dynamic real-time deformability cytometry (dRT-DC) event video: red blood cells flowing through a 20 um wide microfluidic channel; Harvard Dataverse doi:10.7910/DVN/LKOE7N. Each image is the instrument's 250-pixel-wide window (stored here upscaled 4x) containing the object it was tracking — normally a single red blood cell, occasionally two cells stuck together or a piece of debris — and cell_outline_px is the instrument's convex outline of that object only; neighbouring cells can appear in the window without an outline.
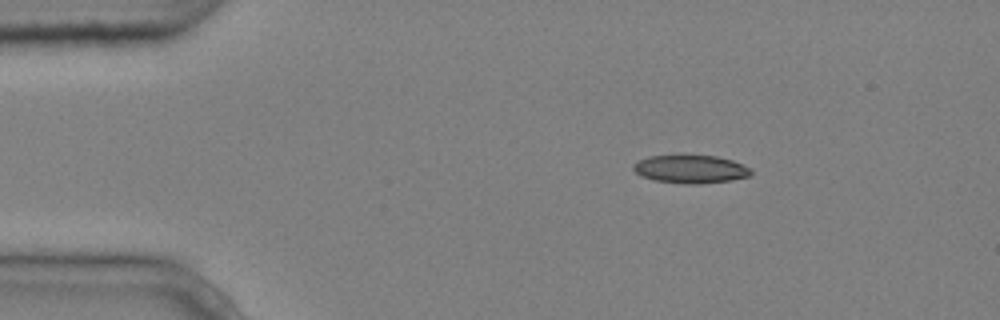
{"species": "common noctule bat (a hibernating species)", "species_latin": "Nyctalus noctula", "temperature_condition": "cold", "stored_images_in_passage": 3, "camera_frame_rate_fps": 3000, "um_per_image_px": 0.085, "animal": {"sex": "male", "body_mass_g": 20.4}, "frame": {"image": 1, "passage_image": 1, "time_ms": 0.0, "image_size_px": [1000, 320], "cell_outline_px": [[752, 176], [732, 180], [696, 184], [684, 184], [656, 180], [640, 176], [632, 168], [632, 164], [648, 156], [684, 152], [716, 156], [732, 160], [748, 168], [752, 172]], "centroid_in_image_um": [58.66, 14.33], "position_along_channel_um": 26.3, "area_um2": 20.06}}
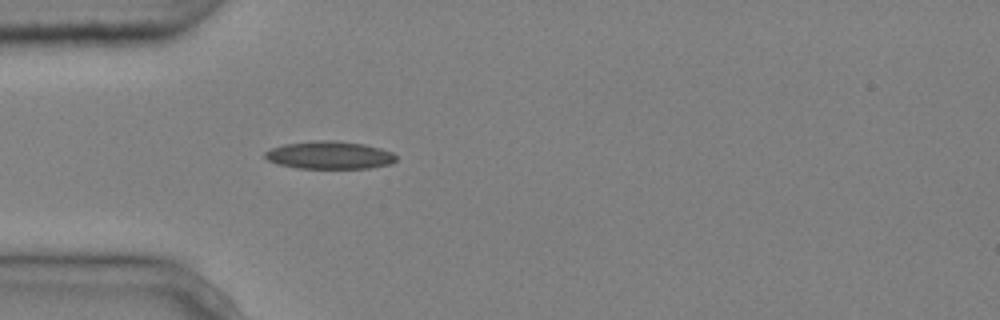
{"frame": {"image": 2, "passage_image": 3, "time_ms": 0.667, "image_size_px": [1000, 320], "cell_outline_px": [[396, 160], [392, 164], [368, 168], [296, 168], [276, 164], [268, 160], [264, 156], [264, 152], [272, 148], [284, 144], [316, 140], [336, 140], [364, 144], [380, 148], [392, 152], [396, 156]], "centroid_in_image_um": [28.0, 13.18], "position_along_channel_um": 57.0, "area_um2": 21.33}}